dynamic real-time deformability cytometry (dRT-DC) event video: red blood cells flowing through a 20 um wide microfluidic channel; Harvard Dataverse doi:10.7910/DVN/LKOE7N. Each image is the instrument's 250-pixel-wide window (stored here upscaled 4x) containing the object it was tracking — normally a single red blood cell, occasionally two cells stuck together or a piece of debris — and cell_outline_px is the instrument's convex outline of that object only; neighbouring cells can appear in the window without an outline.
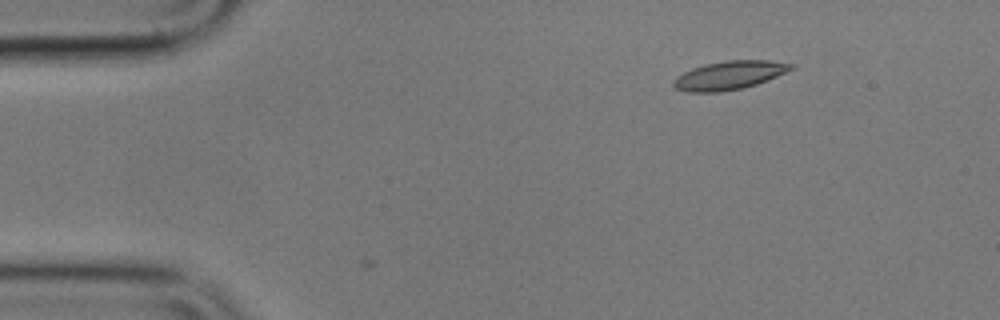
{"species": "common noctule bat (a hibernating species)", "species_latin": "Nyctalus noctula", "temperature_condition": "cold", "stored_images_in_passage": 3, "camera_frame_rate_fps": 3000, "um_per_image_px": 0.085, "animal": {"sex": "male", "body_mass_g": 17.9}, "frame": {"image": 1, "passage_image": 3, "time_ms": 0.667, "image_size_px": [1000, 320], "cell_outline_px": [[796, 68], [756, 84], [744, 88], [720, 92], [688, 92], [672, 88], [672, 80], [676, 76], [692, 68], [704, 64], [728, 60], [772, 60], [796, 64]], "centroid_in_image_um": [61.98, 6.4], "position_along_channel_um": 23.0, "area_um2": 19.83}}